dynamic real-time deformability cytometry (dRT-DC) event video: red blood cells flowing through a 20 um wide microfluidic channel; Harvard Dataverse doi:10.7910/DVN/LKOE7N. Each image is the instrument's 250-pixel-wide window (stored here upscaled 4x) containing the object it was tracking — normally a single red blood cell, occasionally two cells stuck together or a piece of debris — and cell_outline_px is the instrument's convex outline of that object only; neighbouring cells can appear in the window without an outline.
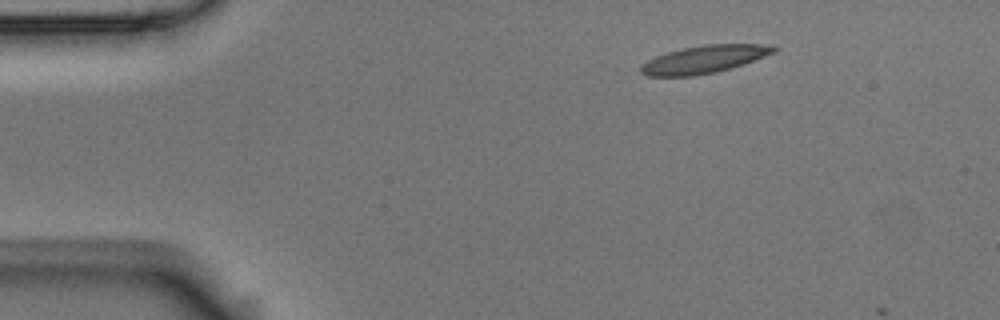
{"species": "Egyptian fruit bat (a non-hibernating species)", "species_latin": "Rousettus aegyptiacus", "temperature_condition": "room temperature", "stored_images_in_passage": 3, "camera_frame_rate_fps": 3000, "um_per_image_px": 0.085, "animal": {"sex": "male"}, "frame": {"image": 1, "passage_image": 1, "time_ms": 0.0, "image_size_px": [1000, 320], "cell_outline_px": [[780, 48], [776, 52], [744, 64], [716, 72], [692, 76], [648, 76], [640, 72], [640, 64], [656, 56], [668, 52], [684, 48], [704, 44], [772, 44]], "centroid_in_image_um": [59.9, 5.03], "position_along_channel_um": 25.1, "area_um2": 21.56}}